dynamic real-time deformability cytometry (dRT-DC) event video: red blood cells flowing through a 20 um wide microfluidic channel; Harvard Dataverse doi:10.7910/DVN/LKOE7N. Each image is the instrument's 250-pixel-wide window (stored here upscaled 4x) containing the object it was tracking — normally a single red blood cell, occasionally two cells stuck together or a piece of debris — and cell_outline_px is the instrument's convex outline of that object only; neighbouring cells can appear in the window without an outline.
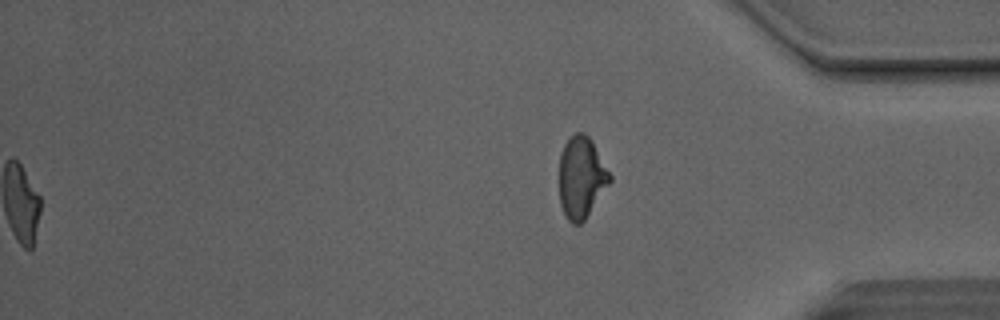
{"species": "Egyptian fruit bat (a non-hibernating species)", "species_latin": "Rousettus aegyptiacus", "temperature_condition": "room temperature", "stored_images_in_passage": 50, "segment_of_instrument_passage": [2, 2], "camera_frame_rate_fps": 3000, "um_per_image_px": 0.085, "animal": {"sex": "male"}, "frame": {"image": 1, "passage_image": 50, "time_ms": 16.333, "image_size_px": [1000, 320], "cell_outline_px": [[612, 180], [584, 220], [580, 224], [572, 224], [564, 216], [560, 204], [560, 156], [564, 144], [576, 132], [584, 132], [592, 140], [612, 176]], "centroid_in_image_um": [49.42, 15.09], "position_along_channel_um": 385.8, "area_um2": 23.99}}